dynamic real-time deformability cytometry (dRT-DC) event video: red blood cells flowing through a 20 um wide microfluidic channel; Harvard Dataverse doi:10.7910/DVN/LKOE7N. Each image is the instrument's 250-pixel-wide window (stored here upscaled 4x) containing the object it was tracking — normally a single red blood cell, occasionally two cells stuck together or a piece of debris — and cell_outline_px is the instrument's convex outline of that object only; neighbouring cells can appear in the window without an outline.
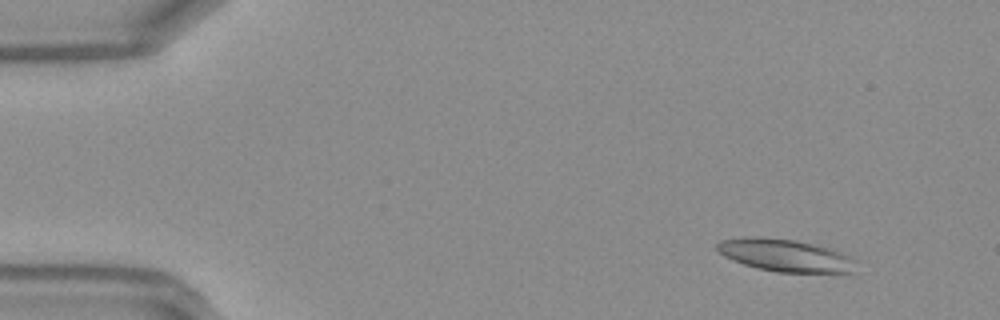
{"species": "Egyptian fruit bat (a non-hibernating species)", "species_latin": "Rousettus aegyptiacus", "temperature_condition": "warm", "stored_images_in_passage": 44, "camera_frame_rate_fps": 3000, "um_per_image_px": 0.085, "frame": {"image": 1, "passage_image": 2, "time_ms": 0.333, "image_size_px": [1000, 320], "cell_outline_px": [[824, 272], [792, 272], [764, 268], [740, 260], [732, 256], [740, 240], [780, 240], [800, 244], [812, 248]], "centroid_in_image_um": [66.15, 21.73], "position_along_channel_um": 18.8, "area_um2": 15.66}}
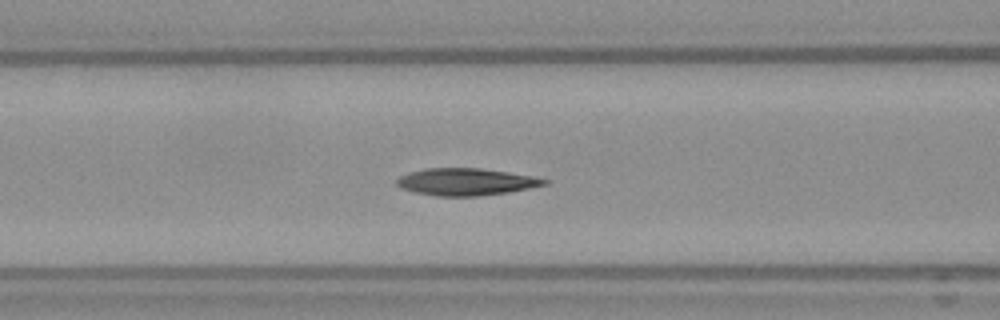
{"frame": {"image": 2, "passage_image": 17, "time_ms": 5.333, "image_size_px": [1000, 320], "cell_outline_px": [[540, 180], [536, 184], [520, 188], [496, 192], [428, 192], [412, 188], [404, 184], [404, 180], [424, 172], [448, 168], [460, 168], [496, 172]], "centroid_in_image_um": [39.69, 15.4], "position_along_channel_um": 126.9, "area_um2": 17.11}}
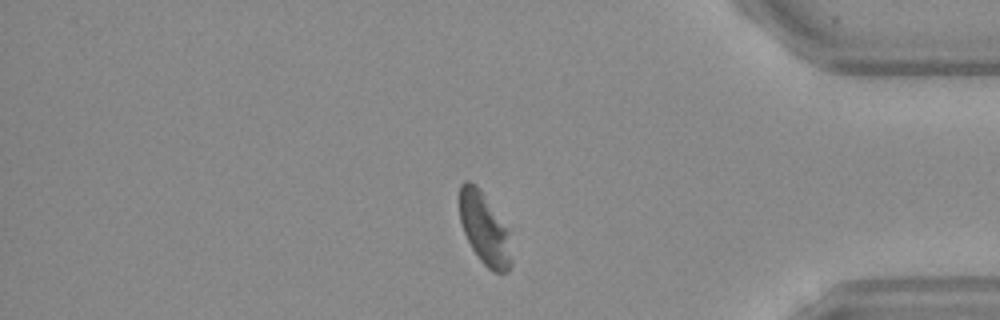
{"frame": {"image": 3, "passage_image": 38, "time_ms": 12.333, "image_size_px": [1000, 320], "cell_outline_px": [[500, 236], [496, 268], [492, 268], [480, 256], [472, 244], [464, 228], [460, 212], [460, 192], [464, 184], [468, 184], [472, 188], [500, 232]], "centroid_in_image_um": [40.75, 19.23], "position_along_channel_um": 394.4, "area_um2": 13.58}}